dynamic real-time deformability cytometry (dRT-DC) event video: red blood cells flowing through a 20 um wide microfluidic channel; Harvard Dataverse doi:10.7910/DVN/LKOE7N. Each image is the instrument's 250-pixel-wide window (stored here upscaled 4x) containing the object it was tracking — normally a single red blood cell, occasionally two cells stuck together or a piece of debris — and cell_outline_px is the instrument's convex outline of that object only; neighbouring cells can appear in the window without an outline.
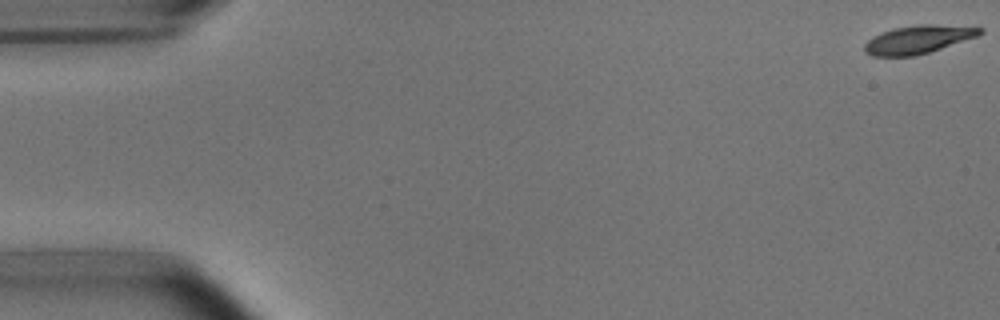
{"species": "common noctule bat (a hibernating species)", "species_latin": "Nyctalus noctula", "temperature_condition": "room temperature", "stored_images_in_passage": 54, "camera_frame_rate_fps": 3000, "um_per_image_px": 0.085, "animal": {"sex": "male", "body_mass_g": 15.6}, "frame": {"image": 1, "passage_image": 1, "time_ms": 0.0, "image_size_px": [1000, 320], "cell_outline_px": [[984, 32], [976, 36], [916, 56], [872, 56], [864, 52], [864, 44], [872, 36], [892, 28], [920, 24], [932, 24], [984, 28]], "centroid_in_image_um": [77.98, 3.35], "position_along_channel_um": 7.0, "area_um2": 18.79}}
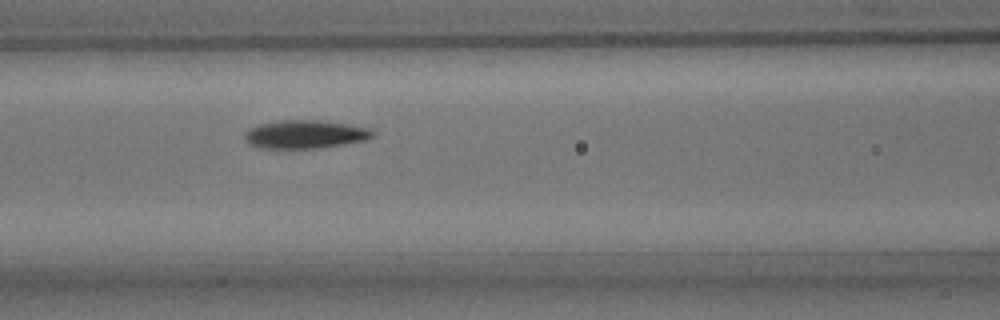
{"frame": {"image": 2, "passage_image": 23, "time_ms": 7.333, "image_size_px": [1000, 320], "cell_outline_px": [[376, 136], [368, 140], [316, 148], [260, 148], [248, 144], [244, 140], [244, 132], [248, 128], [260, 124], [280, 120], [320, 120], [348, 124], [368, 128], [376, 132]], "centroid_in_image_um": [25.93, 11.41], "position_along_channel_um": 140.7, "area_um2": 21.33}}
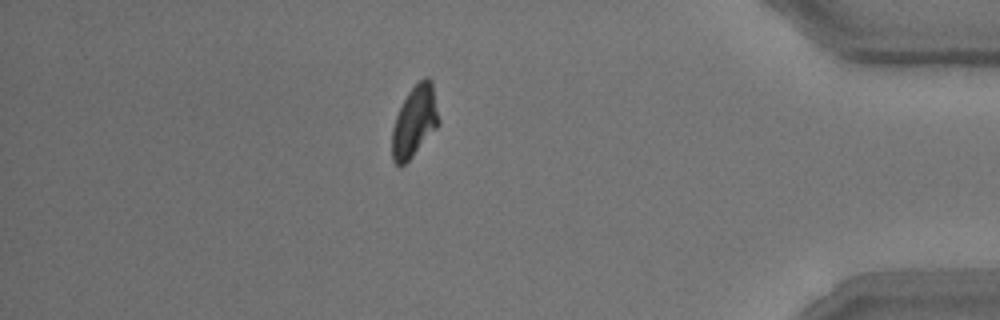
{"frame": {"image": 3, "passage_image": 47, "time_ms": 15.333, "image_size_px": [1000, 320], "cell_outline_px": [[440, 124], [412, 156], [400, 168], [392, 160], [392, 128], [396, 116], [408, 92], [424, 76], [428, 76], [432, 80], [440, 120]], "centroid_in_image_um": [35.25, 10.3], "position_along_channel_um": 399.9, "area_um2": 19.36}, "authors_computed_cell_mechanics": {"area_um2": 19.7676, "velocity_mm_per_s": 3.7249, "shape_relaxation_time_tau1_ms": 2.9783, "shape_relaxation_time_tau2_ms": 3.5328, "deformation_change_tau1": 0.1361, "deformation_change_tau2": 0.0823}}